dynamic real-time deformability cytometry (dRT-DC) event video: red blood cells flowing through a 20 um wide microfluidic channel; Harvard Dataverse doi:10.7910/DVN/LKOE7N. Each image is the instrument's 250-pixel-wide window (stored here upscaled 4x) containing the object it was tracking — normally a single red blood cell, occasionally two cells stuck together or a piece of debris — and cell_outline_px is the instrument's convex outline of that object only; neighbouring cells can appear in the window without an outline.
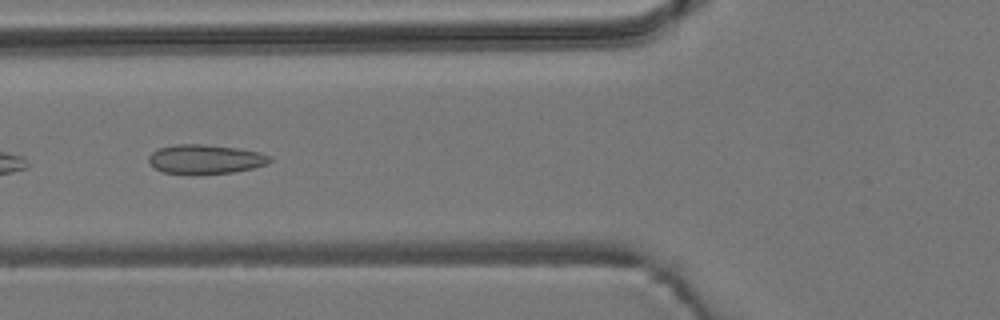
{"species": "common noctule bat (a hibernating species)", "species_latin": "Nyctalus noctula", "temperature_condition": "room temperature", "stored_images_in_passage": 11, "camera_frame_rate_fps": 3000, "um_per_image_px": 0.085, "animal": {"sex": "male", "body_mass_g": 19.2, "forearm_length_mm": 51.8}, "frame": {"image": 1, "passage_image": 4, "time_ms": 1.0, "image_size_px": [1000, 320], "cell_outline_px": [[272, 160], [268, 164], [236, 172], [164, 172], [156, 168], [148, 160], [148, 156], [152, 152], [160, 148], [176, 144], [204, 144], [236, 148], [260, 152], [272, 156]], "centroid_in_image_um": [17.52, 13.49], "position_along_channel_um": 108.3, "area_um2": 20.06}}
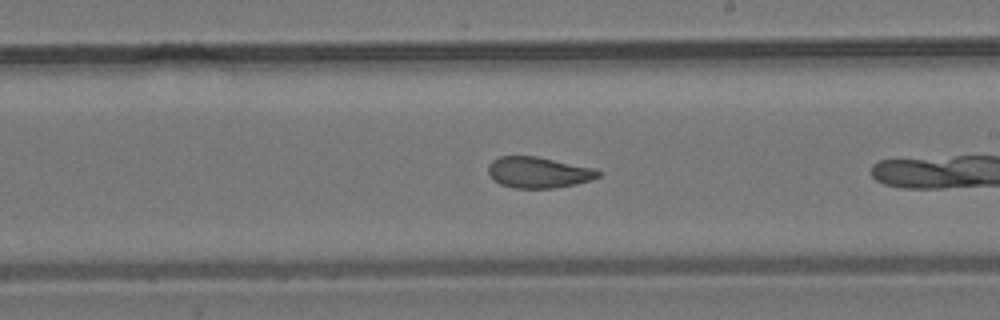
{"frame": {"image": 2, "passage_image": 10, "time_ms": 3.0, "image_size_px": [1000, 320], "cell_outline_px": [[600, 176], [592, 180], [576, 184], [552, 188], [516, 188], [500, 184], [488, 172], [488, 164], [492, 160], [500, 156], [536, 156], [592, 168], [600, 172]], "centroid_in_image_um": [45.76, 14.65], "position_along_channel_um": 243.2, "area_um2": 19.65}}